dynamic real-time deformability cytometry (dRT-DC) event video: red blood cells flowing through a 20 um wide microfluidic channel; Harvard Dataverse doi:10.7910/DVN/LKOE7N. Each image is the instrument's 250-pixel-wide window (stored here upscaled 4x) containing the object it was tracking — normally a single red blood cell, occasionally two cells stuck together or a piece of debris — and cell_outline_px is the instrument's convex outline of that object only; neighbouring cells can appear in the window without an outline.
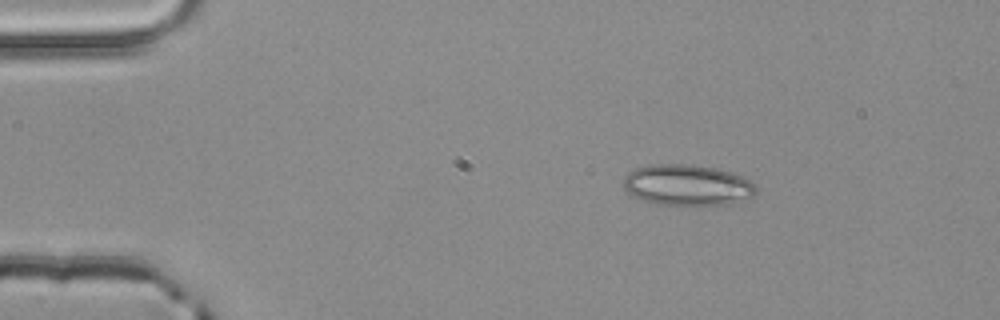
{"species": "common noctule bat (a hibernating species)", "species_latin": "Nyctalus noctula", "temperature_condition": "room temperature", "stored_images_in_passage": 4, "camera_frame_rate_fps": 3000, "um_per_image_px": 0.085, "animal": {"sex": "male", "body_mass_g": 20.4}, "frame": {"image": 1, "passage_image": 3, "time_ms": 0.667, "image_size_px": [1000, 320], "cell_outline_px": [[760, 192], [752, 196], [732, 204], [692, 208], [676, 208], [656, 204], [632, 196], [624, 188], [624, 176], [628, 172], [636, 168], [648, 164], [692, 164], [716, 168], [744, 176], [756, 184]], "centroid_in_image_um": [58.47, 15.78], "position_along_channel_um": 26.5, "area_um2": 33.23}}